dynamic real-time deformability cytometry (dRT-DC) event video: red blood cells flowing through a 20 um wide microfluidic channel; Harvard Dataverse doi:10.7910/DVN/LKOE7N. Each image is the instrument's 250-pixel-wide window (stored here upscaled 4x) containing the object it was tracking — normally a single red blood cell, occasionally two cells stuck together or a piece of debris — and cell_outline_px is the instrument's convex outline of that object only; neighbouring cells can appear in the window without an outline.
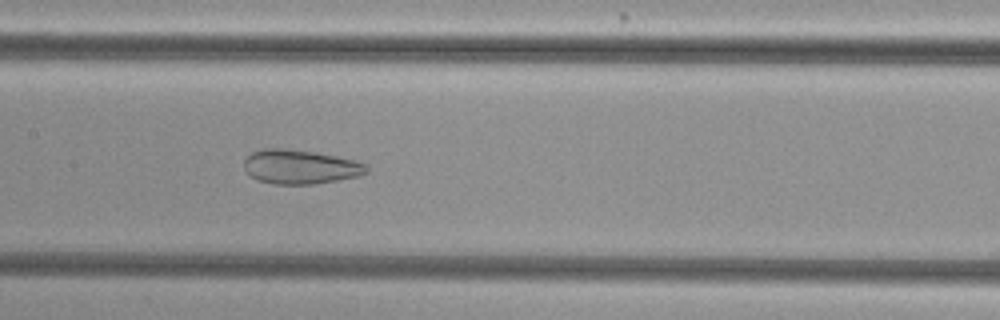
{"species": "common noctule bat (a hibernating species)", "species_latin": "Nyctalus noctula", "temperature_condition": "cold", "stored_images_in_passage": 54, "segment_of_instrument_passage": [1, 2], "camera_frame_rate_fps": 3000, "um_per_image_px": 0.085, "animal": {"sex": "female", "body_mass_g": 29.2, "forearm_length_mm": 56.3}, "frame": {"image": 1, "passage_image": 26, "time_ms": 8.333, "image_size_px": [1000, 320], "cell_outline_px": [[368, 172], [360, 176], [316, 184], [272, 184], [256, 180], [244, 168], [244, 160], [252, 152], [264, 148], [288, 148], [316, 152], [356, 160], [368, 164]], "centroid_in_image_um": [25.55, 14.18], "position_along_channel_um": 181.8, "area_um2": 24.74}}
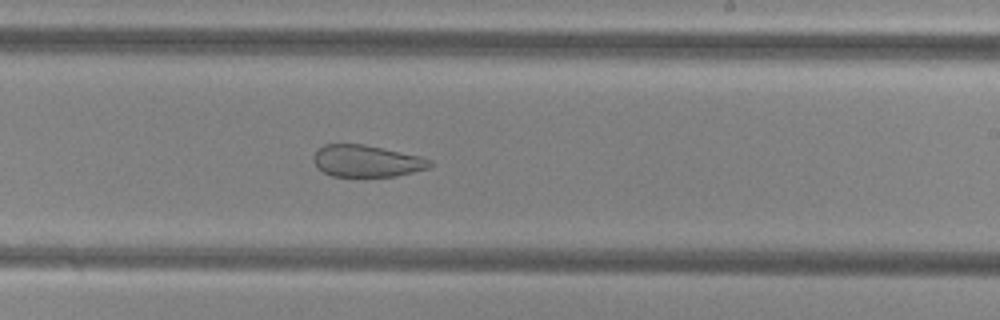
{"frame": {"image": 2, "passage_image": 32, "time_ms": 10.333, "image_size_px": [1000, 320], "cell_outline_px": [[432, 164], [428, 168], [396, 176], [332, 176], [316, 168], [312, 160], [312, 156], [316, 148], [324, 144], [364, 144], [420, 156], [432, 160]], "centroid_in_image_um": [31.1, 13.68], "position_along_channel_um": 257.9, "area_um2": 21.73}}
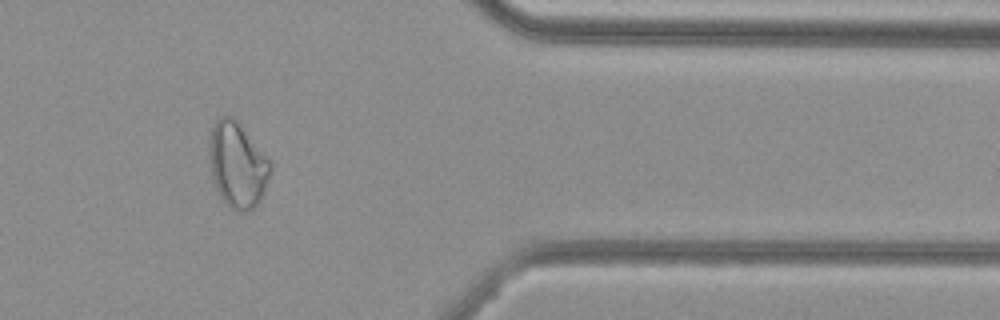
{"frame": {"image": 3, "passage_image": 44, "time_ms": 14.333, "image_size_px": [1000, 320], "cell_outline_px": [[272, 168], [264, 192], [260, 200], [252, 208], [244, 212], [236, 212], [220, 196], [212, 180], [208, 156], [208, 136], [212, 124], [220, 116], [236, 116], [272, 160]], "centroid_in_image_um": [20.18, 13.93], "position_along_channel_um": 391.2, "area_um2": 31.56}}